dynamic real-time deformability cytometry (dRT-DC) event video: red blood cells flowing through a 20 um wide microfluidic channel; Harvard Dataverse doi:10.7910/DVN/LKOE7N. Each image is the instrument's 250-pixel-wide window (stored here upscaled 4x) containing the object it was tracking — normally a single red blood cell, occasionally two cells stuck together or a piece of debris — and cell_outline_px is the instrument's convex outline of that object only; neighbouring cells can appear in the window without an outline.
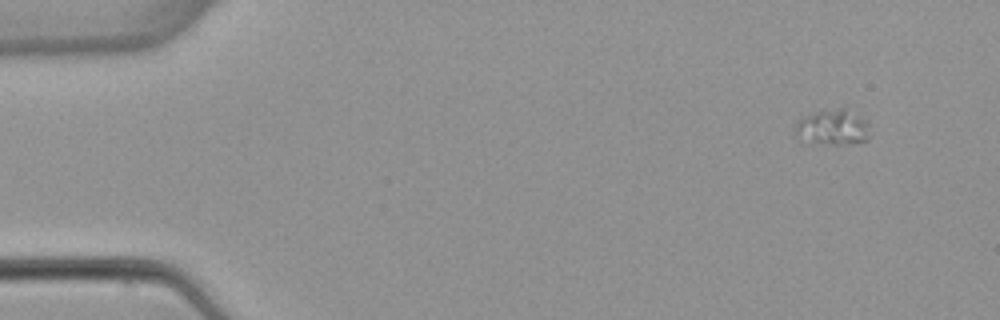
{"species": "common noctule bat (a hibernating species)", "species_latin": "Nyctalus noctula", "temperature_condition": "warm", "stored_images_in_passage": 5, "camera_frame_rate_fps": 3000, "um_per_image_px": 0.085, "animal": {"sex": "female", "body_mass_g": 22.7, "forearm_length_mm": 54.2}, "frame": {"image": 1, "passage_image": 1, "time_ms": 0.0, "image_size_px": [1000, 320], "cell_outline_px": [[868, 140], [848, 144], [820, 144], [796, 136], [796, 124], [804, 116], [816, 112], [840, 108], [844, 108], [860, 116], [868, 124]], "centroid_in_image_um": [70.81, 10.83], "position_along_channel_um": 14.2, "area_um2": 15.03}}
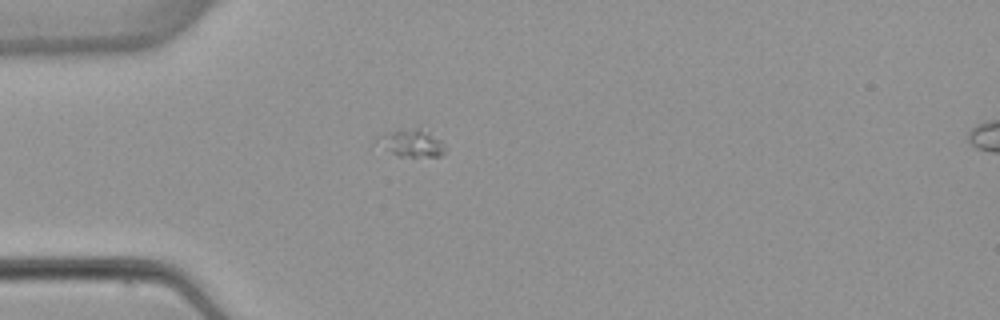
{"frame": {"image": 2, "passage_image": 4, "time_ms": 3.667, "image_size_px": [1000, 320], "cell_outline_px": [[444, 156], [400, 156], [372, 144], [376, 136], [396, 128], [420, 128], [428, 132], [440, 140], [444, 144]], "centroid_in_image_um": [34.86, 12.13], "position_along_channel_um": 50.1, "area_um2": 11.21}}